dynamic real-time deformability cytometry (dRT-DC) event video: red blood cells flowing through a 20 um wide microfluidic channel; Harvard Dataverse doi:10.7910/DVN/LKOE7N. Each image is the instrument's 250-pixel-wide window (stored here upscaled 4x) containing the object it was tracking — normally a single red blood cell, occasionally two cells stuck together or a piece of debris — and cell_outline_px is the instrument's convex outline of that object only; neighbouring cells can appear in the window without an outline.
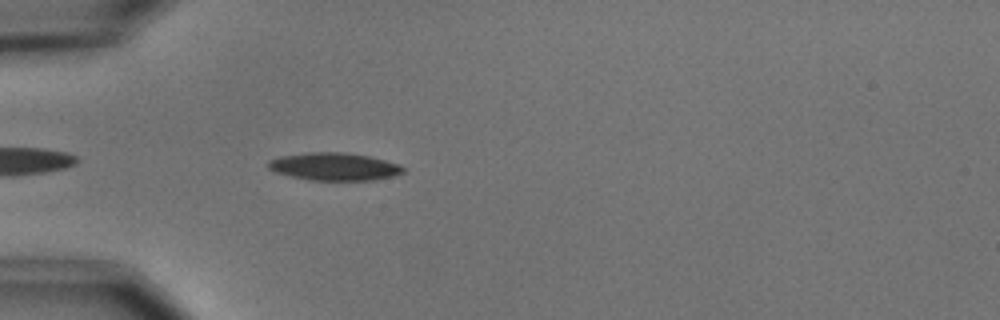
{"species": "common noctule bat (a hibernating species)", "species_latin": "Nyctalus noctula", "temperature_condition": "cold", "stored_images_in_passage": 4, "camera_frame_rate_fps": 3000, "um_per_image_px": 0.085, "animal": {"sex": "male", "body_mass_g": 15.6}, "frame": {"image": 1, "passage_image": 4, "time_ms": 3.667, "image_size_px": [1000, 320], "cell_outline_px": [[404, 172], [392, 176], [376, 180], [308, 180], [276, 172], [268, 168], [268, 160], [280, 156], [308, 152], [344, 152], [368, 156], [400, 164], [404, 168]], "centroid_in_image_um": [28.41, 14.16], "position_along_channel_um": 56.6, "area_um2": 21.73}}